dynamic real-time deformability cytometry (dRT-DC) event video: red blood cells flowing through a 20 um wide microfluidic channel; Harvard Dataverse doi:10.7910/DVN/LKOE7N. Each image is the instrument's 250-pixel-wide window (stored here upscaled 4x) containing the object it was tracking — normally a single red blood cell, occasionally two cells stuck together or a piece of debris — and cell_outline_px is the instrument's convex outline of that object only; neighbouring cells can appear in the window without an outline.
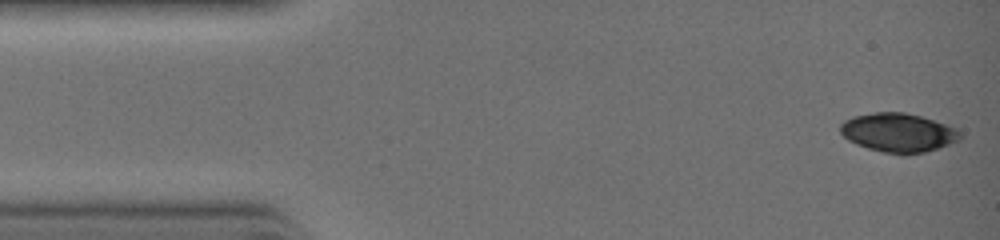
{"species": "common noctule bat (a hibernating species)", "species_latin": "Nyctalus noctula", "temperature_condition": "warm", "stored_images_in_passage": 21, "camera_frame_rate_fps": 3000, "um_per_image_px": 0.085, "animal": {"sex": "female", "body_mass_g": 19.0, "forearm_length_mm": 51.5}, "frame": {"image": 1, "passage_image": 1, "time_ms": 0.0, "image_size_px": [1000, 240], "cell_outline_px": [[964, 136], [960, 140], [924, 152], [904, 156], [900, 156], [868, 148], [856, 144], [848, 140], [840, 132], [840, 124], [844, 120], [852, 116], [876, 112], [904, 112], [920, 116], [956, 128]], "centroid_in_image_um": [76.34, 11.28], "position_along_channel_um": 8.7, "area_um2": 27.28}}
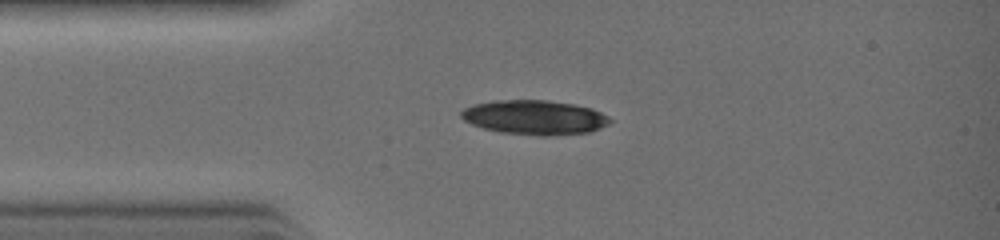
{"frame": {"image": 2, "passage_image": 7, "time_ms": 2.0, "image_size_px": [1000, 240], "cell_outline_px": [[612, 120], [608, 124], [600, 128], [588, 132], [548, 136], [536, 136], [500, 132], [484, 128], [472, 124], [464, 120], [460, 116], [460, 112], [464, 108], [472, 104], [496, 100], [548, 100], [576, 104], [592, 108], [608, 116]], "centroid_in_image_um": [45.43, 9.97], "position_along_channel_um": 39.6, "area_um2": 30.06}}
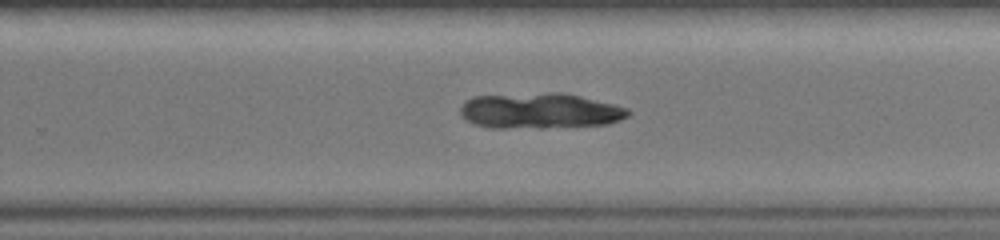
{"frame": {"image": 3, "passage_image": 20, "time_ms": 6.333, "image_size_px": [1000, 240], "cell_outline_px": [[632, 112], [628, 116], [620, 120], [608, 124], [544, 128], [492, 128], [476, 124], [468, 120], [460, 112], [460, 108], [464, 100], [472, 96], [548, 92], [564, 92], [628, 108]], "centroid_in_image_um": [45.89, 9.42], "position_along_channel_um": 283.9, "area_um2": 35.03}}